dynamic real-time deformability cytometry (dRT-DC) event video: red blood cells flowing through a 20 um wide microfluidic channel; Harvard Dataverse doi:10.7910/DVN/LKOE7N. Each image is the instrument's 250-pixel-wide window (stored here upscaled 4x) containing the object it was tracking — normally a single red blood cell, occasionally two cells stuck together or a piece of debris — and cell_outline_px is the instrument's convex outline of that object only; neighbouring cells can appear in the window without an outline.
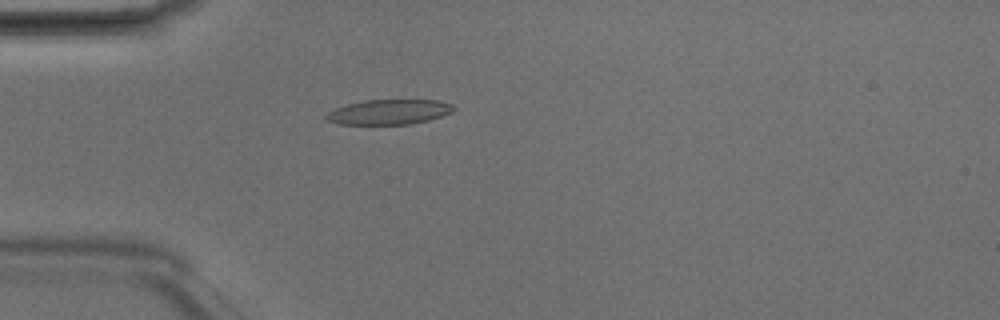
{"species": "Egyptian fruit bat (a non-hibernating species)", "species_latin": "Rousettus aegyptiacus", "temperature_condition": "room temperature", "stored_images_in_passage": 49, "camera_frame_rate_fps": 3000, "um_per_image_px": 0.085, "animal": {"sex": "male"}, "frame": {"image": 1, "passage_image": 14, "time_ms": 4.333, "image_size_px": [1000, 320], "cell_outline_px": [[456, 108], [452, 112], [428, 120], [412, 124], [336, 124], [328, 120], [324, 116], [328, 112], [336, 108], [348, 104], [364, 100], [436, 100], [452, 104]], "centroid_in_image_um": [33.06, 9.52], "position_along_channel_um": 51.9, "area_um2": 18.44}}
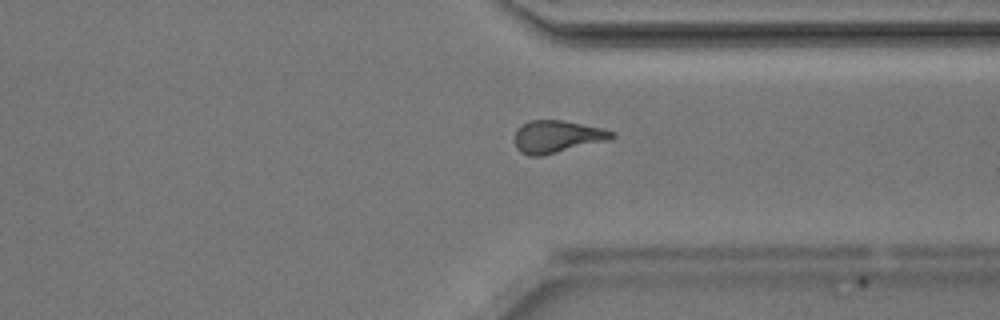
{"frame": {"image": 2, "passage_image": 37, "time_ms": 12.0, "image_size_px": [1000, 320], "cell_outline_px": [[616, 136], [604, 140], [540, 156], [528, 156], [520, 152], [516, 148], [516, 132], [524, 124], [532, 120], [564, 120], [604, 128], [616, 132]], "centroid_in_image_um": [47.36, 11.6], "position_along_channel_um": 364.0, "area_um2": 17.86}}
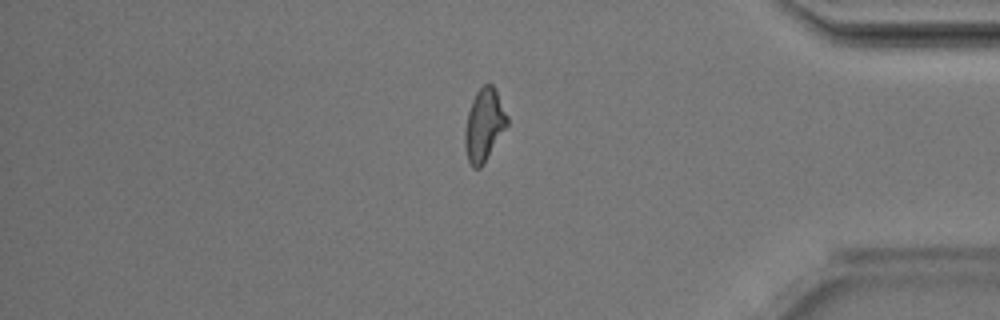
{"frame": {"image": 3, "passage_image": 41, "time_ms": 13.333, "image_size_px": [1000, 320], "cell_outline_px": [[508, 124], [484, 164], [480, 168], [472, 168], [468, 160], [464, 148], [464, 132], [468, 112], [472, 100], [476, 92], [484, 84], [492, 84], [508, 116]], "centroid_in_image_um": [41.13, 10.66], "position_along_channel_um": 394.1, "area_um2": 17.8}, "authors_computed_cell_mechanics": {"area_um2": 18.3804, "velocity_mm_per_s": 4.2031, "shape_relaxation_time_tau1_ms": null, "shape_relaxation_time_tau2_ms": 2.5447, "deformation_change_tau1": null, "deformation_change_tau2": 0.1132}}